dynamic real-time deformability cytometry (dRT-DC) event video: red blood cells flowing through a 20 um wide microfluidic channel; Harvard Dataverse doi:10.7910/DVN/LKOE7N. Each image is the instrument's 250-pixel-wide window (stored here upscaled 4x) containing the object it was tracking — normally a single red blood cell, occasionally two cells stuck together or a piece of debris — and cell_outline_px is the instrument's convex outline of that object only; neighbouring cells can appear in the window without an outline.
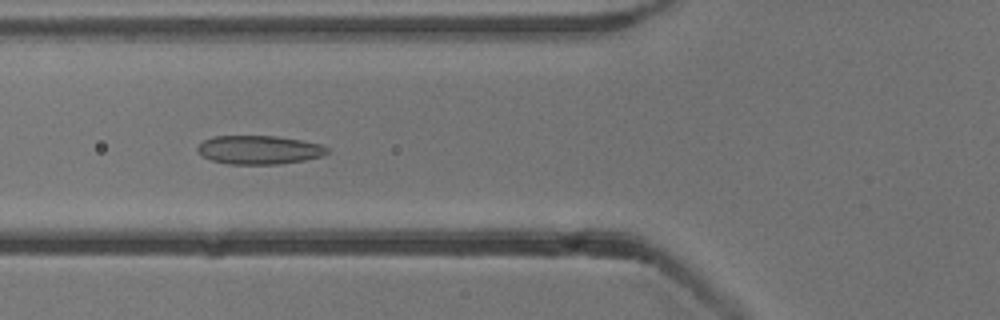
{"species": "common noctule bat (a hibernating species)", "species_latin": "Nyctalus noctula", "temperature_condition": "cold", "stored_images_in_passage": 42, "camera_frame_rate_fps": 3000, "um_per_image_px": 0.085, "animal": {"sex": "male", "body_mass_g": 13.3}, "frame": {"image": 1, "passage_image": 19, "time_ms": 6.0, "image_size_px": [1000, 320], "cell_outline_px": [[328, 152], [324, 156], [304, 160], [280, 164], [228, 164], [212, 160], [204, 156], [196, 148], [204, 140], [212, 136], [276, 136], [300, 140], [320, 144], [328, 148]], "centroid_in_image_um": [22.04, 12.74], "position_along_channel_um": 103.8, "area_um2": 21.56}}
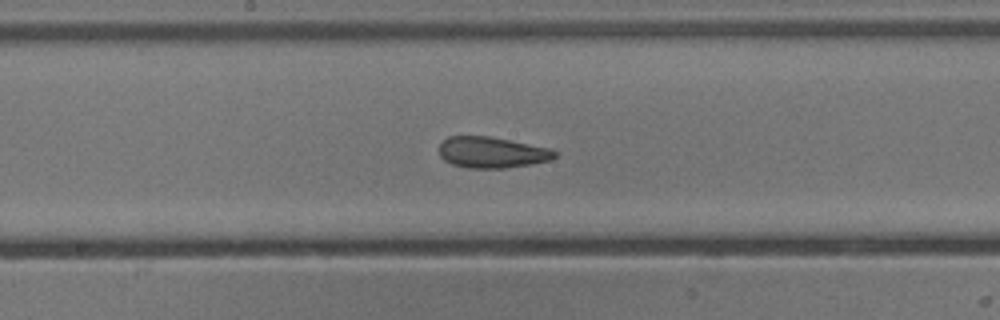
{"frame": {"image": 2, "passage_image": 27, "time_ms": 8.667, "image_size_px": [1000, 320], "cell_outline_px": [[556, 156], [548, 160], [528, 164], [504, 168], [468, 168], [452, 164], [444, 160], [440, 156], [440, 144], [448, 136], [488, 136], [552, 148], [556, 152]], "centroid_in_image_um": [41.79, 12.95], "position_along_channel_um": 206.4, "area_um2": 20.75}}
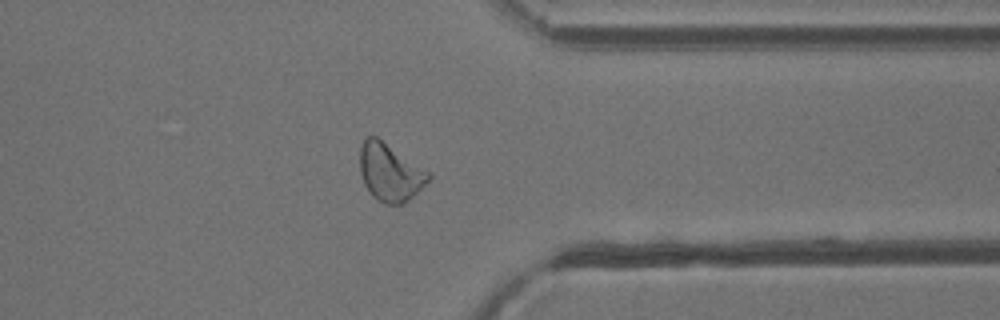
{"frame": {"image": 3, "passage_image": 41, "time_ms": 13.333, "image_size_px": [1000, 320], "cell_outline_px": [[432, 176], [404, 204], [384, 204], [376, 200], [372, 196], [364, 184], [360, 172], [360, 148], [364, 140], [368, 136], [376, 136], [432, 172]], "centroid_in_image_um": [33.15, 14.64], "position_along_channel_um": 378.2, "area_um2": 23.12}}